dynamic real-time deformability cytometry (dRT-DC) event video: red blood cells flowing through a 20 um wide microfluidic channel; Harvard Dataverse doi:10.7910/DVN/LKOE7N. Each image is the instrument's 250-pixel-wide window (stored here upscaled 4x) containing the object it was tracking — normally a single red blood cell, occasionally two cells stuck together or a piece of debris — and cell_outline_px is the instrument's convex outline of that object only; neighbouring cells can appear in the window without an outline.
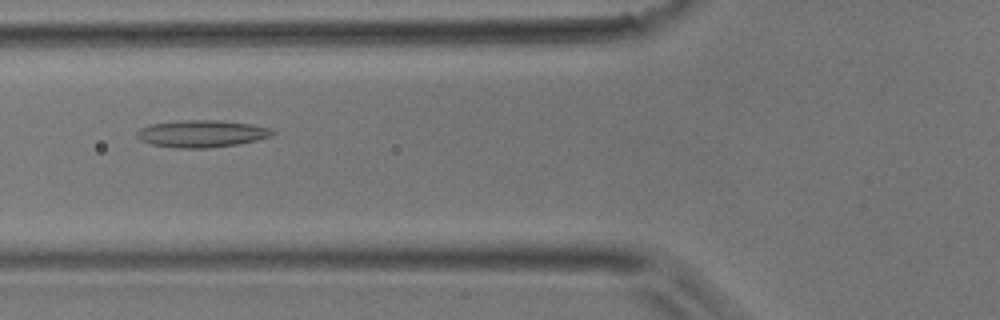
{"species": "common noctule bat (a hibernating species)", "species_latin": "Nyctalus noctula", "temperature_condition": "room temperature", "stored_images_in_passage": 17, "camera_frame_rate_fps": 3000, "um_per_image_px": 0.085, "animal": {"sex": "male", "body_mass_g": 17.9}, "frame": {"image": 1, "passage_image": 6, "time_ms": 1.667, "image_size_px": [1000, 320], "cell_outline_px": [[276, 132], [272, 136], [256, 140], [236, 144], [208, 148], [180, 148], [152, 144], [140, 140], [136, 136], [136, 132], [140, 128], [152, 124], [180, 120], [216, 120], [248, 124], [272, 128]], "centroid_in_image_um": [17.14, 11.36], "position_along_channel_um": 108.7, "area_um2": 21.27}}
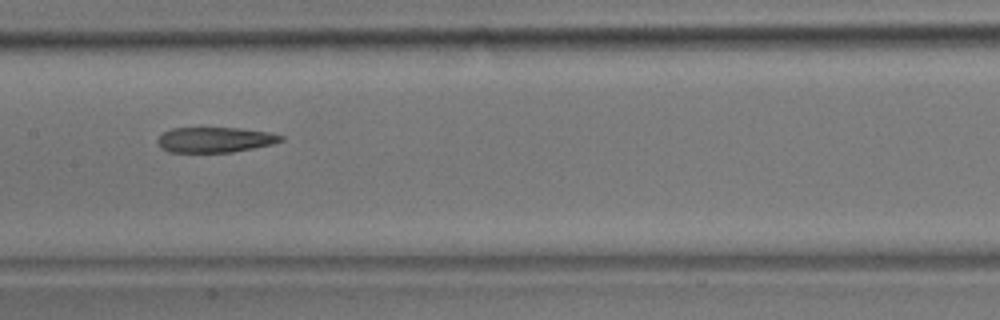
{"frame": {"image": 2, "passage_image": 12, "time_ms": 3.667, "image_size_px": [1000, 320], "cell_outline_px": [[284, 140], [272, 144], [232, 152], [168, 152], [160, 148], [156, 140], [164, 132], [172, 128], [236, 128], [268, 132], [284, 136]], "centroid_in_image_um": [18.25, 11.88], "position_along_channel_um": 189.2, "area_um2": 18.09}}
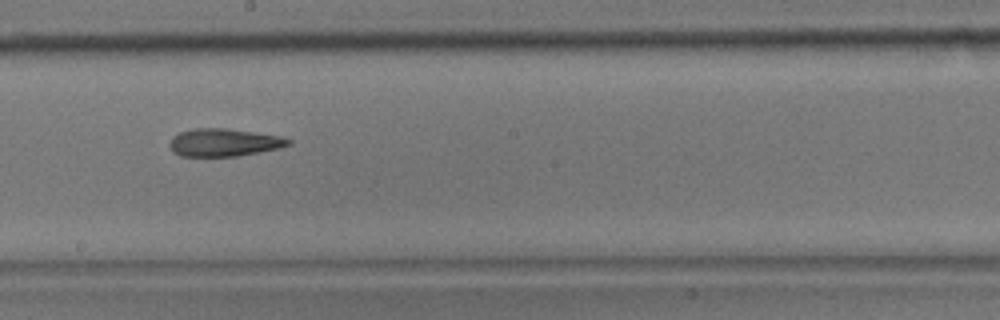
{"frame": {"image": 3, "passage_image": 15, "time_ms": 4.667, "image_size_px": [1000, 320], "cell_outline_px": [[292, 144], [280, 148], [236, 156], [180, 156], [172, 152], [168, 144], [172, 136], [180, 132], [196, 128], [228, 128], [280, 136], [292, 140]], "centroid_in_image_um": [19.02, 12.11], "position_along_channel_um": 229.2, "area_um2": 19.31}}